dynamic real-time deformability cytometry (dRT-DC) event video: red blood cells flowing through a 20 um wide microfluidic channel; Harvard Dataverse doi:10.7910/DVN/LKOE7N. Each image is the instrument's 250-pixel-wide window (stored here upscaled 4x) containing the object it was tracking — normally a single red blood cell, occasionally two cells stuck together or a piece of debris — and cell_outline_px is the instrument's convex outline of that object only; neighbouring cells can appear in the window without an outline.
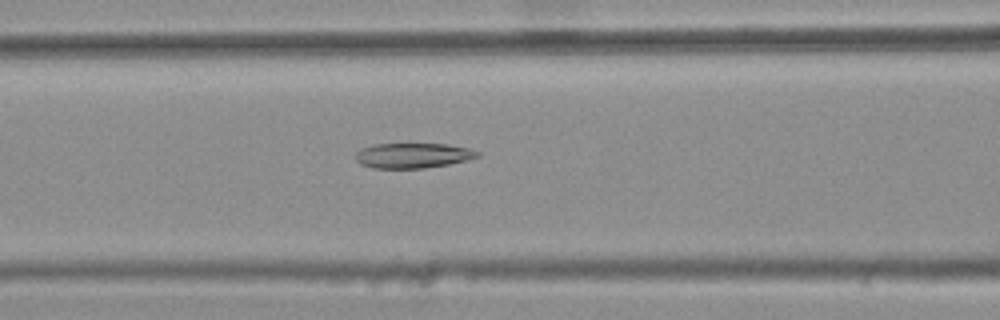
{"species": "common noctule bat (a hibernating species)", "species_latin": "Nyctalus noctula", "temperature_condition": "warm", "stored_images_in_passage": 39, "camera_frame_rate_fps": 3000, "um_per_image_px": 0.085, "animal": {"sex": "female", "body_mass_g": 25.1}, "frame": {"image": 1, "passage_image": 14, "time_ms": 4.333, "image_size_px": [1000, 320], "cell_outline_px": [[480, 156], [448, 164], [424, 168], [372, 168], [360, 164], [356, 160], [356, 152], [360, 148], [372, 144], [448, 144], [468, 148], [480, 152]], "centroid_in_image_um": [35.05, 13.21], "position_along_channel_um": 131.5, "area_um2": 17.8}}
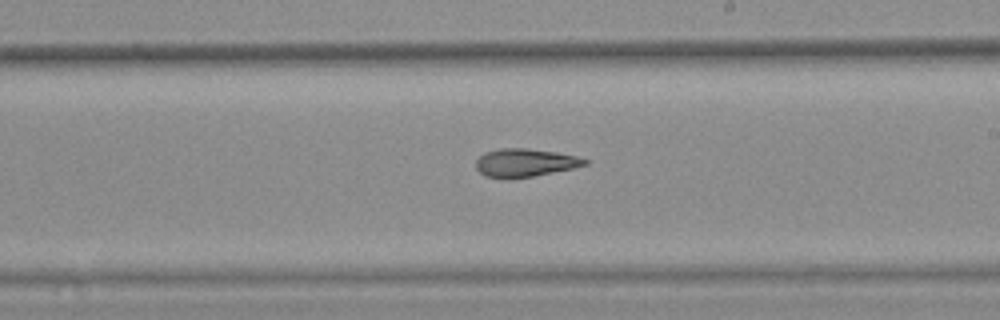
{"frame": {"image": 2, "passage_image": 23, "time_ms": 7.333, "image_size_px": [1000, 320], "cell_outline_px": [[588, 164], [572, 168], [512, 180], [504, 180], [484, 176], [476, 168], [476, 160], [484, 152], [500, 148], [528, 148], [556, 152], [576, 156], [588, 160]], "centroid_in_image_um": [44.56, 13.85], "position_along_channel_um": 244.4, "area_um2": 18.09}}
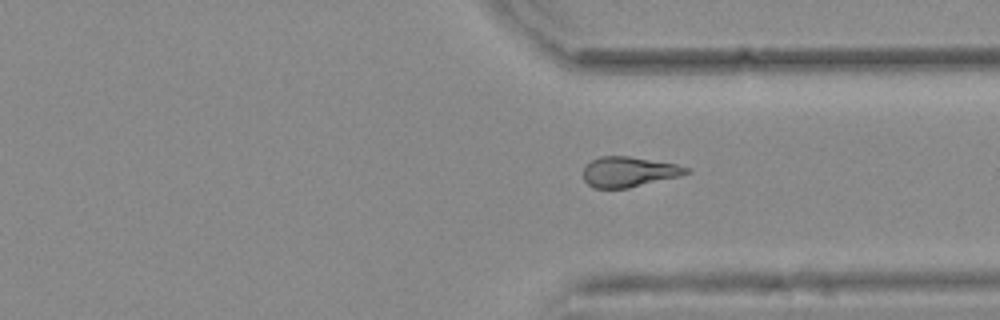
{"frame": {"image": 3, "passage_image": 32, "time_ms": 10.333, "image_size_px": [1000, 320], "cell_outline_px": [[692, 172], [680, 176], [628, 188], [592, 188], [584, 180], [584, 168], [592, 160], [600, 156], [628, 156], [676, 164], [688, 168]], "centroid_in_image_um": [53.46, 14.61], "position_along_channel_um": 357.9, "area_um2": 18.03}, "authors_computed_cell_mechanics": {"area_um2": 18.3804, "velocity_mm_per_s": 3.7791, "shape_relaxation_time_tau1_ms": null, "shape_relaxation_time_tau2_ms": 3.5097, "deformation_change_tau1": null, "deformation_change_tau2": 0.1167}}